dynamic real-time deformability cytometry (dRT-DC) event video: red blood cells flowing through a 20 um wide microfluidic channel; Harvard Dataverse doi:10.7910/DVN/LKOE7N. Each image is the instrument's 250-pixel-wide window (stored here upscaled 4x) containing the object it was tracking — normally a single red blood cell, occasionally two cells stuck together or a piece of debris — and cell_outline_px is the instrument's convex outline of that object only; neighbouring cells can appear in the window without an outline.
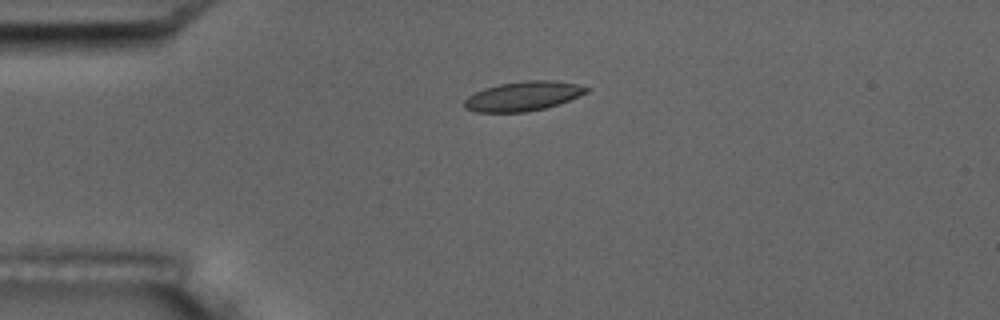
{"species": "common noctule bat (a hibernating species)", "species_latin": "Nyctalus noctula", "temperature_condition": "room temperature", "stored_images_in_passage": 6, "camera_frame_rate_fps": 3000, "um_per_image_px": 0.085, "animal": {"sex": "male", "body_mass_g": 17.5, "forearm_length_mm": 52.3}, "frame": {"image": 1, "passage_image": 4, "time_ms": 4.333, "image_size_px": [1000, 320], "cell_outline_px": [[592, 88], [588, 92], [568, 100], [544, 108], [524, 112], [476, 112], [464, 108], [464, 100], [468, 96], [484, 88], [500, 84], [524, 80], [552, 80], [576, 84]], "centroid_in_image_um": [44.45, 8.16], "position_along_channel_um": 40.6, "area_um2": 20.81}}